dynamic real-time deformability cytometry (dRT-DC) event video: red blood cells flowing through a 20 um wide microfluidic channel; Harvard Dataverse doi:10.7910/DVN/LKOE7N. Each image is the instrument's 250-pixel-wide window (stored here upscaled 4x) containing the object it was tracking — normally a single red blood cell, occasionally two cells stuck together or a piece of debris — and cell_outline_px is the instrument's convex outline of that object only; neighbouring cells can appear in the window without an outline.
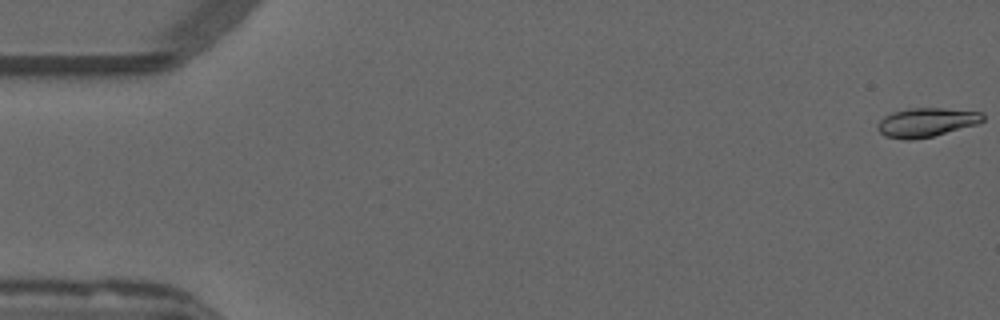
{"species": "common noctule bat (a hibernating species)", "species_latin": "Nyctalus noctula", "temperature_condition": "warm", "stored_images_in_passage": 54, "camera_frame_rate_fps": 3000, "um_per_image_px": 0.085, "animal": {"sex": "male", "forearm_length_mm": 52.5}, "frame": {"image": 1, "passage_image": 1, "time_ms": 0.0, "image_size_px": [1000, 320], "cell_outline_px": [[984, 120], [976, 124], [932, 136], [912, 140], [904, 140], [884, 136], [876, 128], [880, 120], [884, 116], [892, 112], [908, 108], [944, 108], [980, 112], [984, 116]], "centroid_in_image_um": [78.69, 10.4], "position_along_channel_um": 6.3, "area_um2": 17.69}}
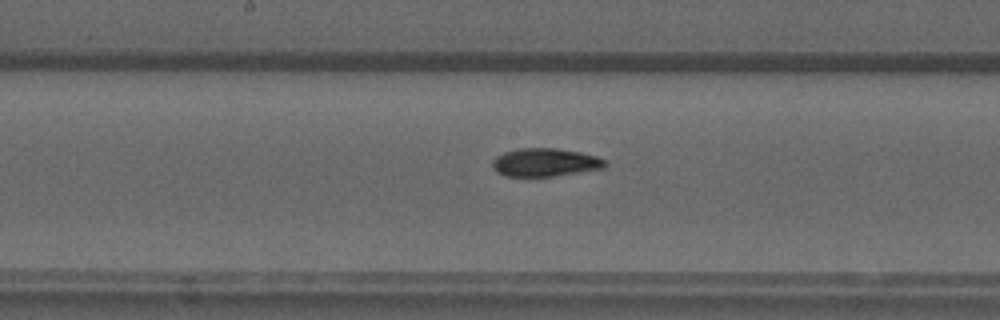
{"frame": {"image": 2, "passage_image": 28, "time_ms": 9.0, "image_size_px": [1000, 320], "cell_outline_px": [[608, 164], [604, 168], [552, 176], [504, 176], [496, 172], [492, 168], [492, 160], [496, 156], [504, 152], [516, 148], [556, 148], [580, 152], [596, 156], [608, 160]], "centroid_in_image_um": [46.32, 13.79], "position_along_channel_um": 201.9, "area_um2": 18.67}}
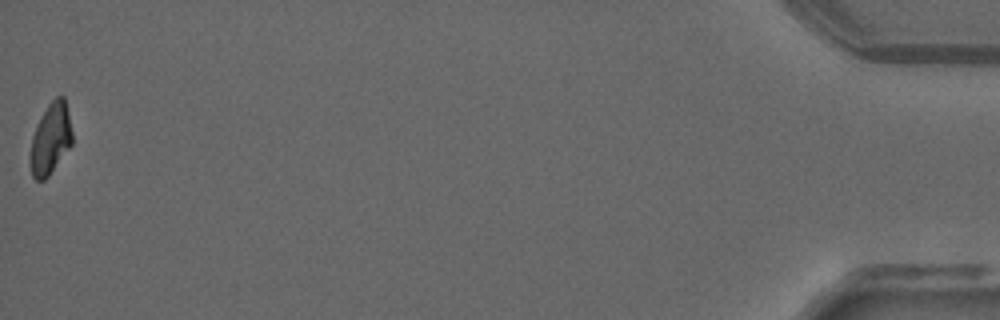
{"frame": {"image": 3, "passage_image": 54, "time_ms": 17.667, "image_size_px": [1000, 320], "cell_outline_px": [[72, 144], [48, 176], [44, 180], [36, 180], [32, 176], [32, 136], [36, 124], [48, 104], [56, 96], [64, 96], [68, 112], [72, 132]], "centroid_in_image_um": [4.32, 11.76], "position_along_channel_um": 430.9, "area_um2": 16.94}, "authors_computed_cell_mechanics": {"area_um2": 18.3515, "velocity_mm_per_s": 3.8357, "shape_relaxation_time_tau1_ms": 8.0036, "shape_relaxation_time_tau2_ms": 2.1652, "deformation_change_tau1": 0.2321, "deformation_change_tau2": 0.0737}}